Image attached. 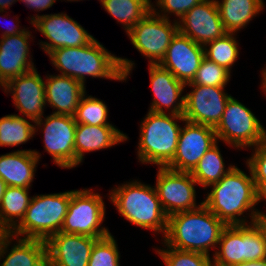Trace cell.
<instances>
[{"label": "cell", "instance_id": "9c48e42d", "mask_svg": "<svg viewBox=\"0 0 266 266\" xmlns=\"http://www.w3.org/2000/svg\"><path fill=\"white\" fill-rule=\"evenodd\" d=\"M76 125L73 116L53 113L35 121V136L42 133L43 153L60 169H75Z\"/></svg>", "mask_w": 266, "mask_h": 266}, {"label": "cell", "instance_id": "e575fe53", "mask_svg": "<svg viewBox=\"0 0 266 266\" xmlns=\"http://www.w3.org/2000/svg\"><path fill=\"white\" fill-rule=\"evenodd\" d=\"M232 74L224 67L204 57L196 72L192 84L204 86L227 87Z\"/></svg>", "mask_w": 266, "mask_h": 266}, {"label": "cell", "instance_id": "44dd1931", "mask_svg": "<svg viewBox=\"0 0 266 266\" xmlns=\"http://www.w3.org/2000/svg\"><path fill=\"white\" fill-rule=\"evenodd\" d=\"M128 134L117 126L77 124L75 132V168L82 165L87 153L103 151L129 141Z\"/></svg>", "mask_w": 266, "mask_h": 266}, {"label": "cell", "instance_id": "d6a6232c", "mask_svg": "<svg viewBox=\"0 0 266 266\" xmlns=\"http://www.w3.org/2000/svg\"><path fill=\"white\" fill-rule=\"evenodd\" d=\"M159 243V246L154 245L152 249L165 266H214L209 255L177 250L167 246L162 240Z\"/></svg>", "mask_w": 266, "mask_h": 266}, {"label": "cell", "instance_id": "484cf974", "mask_svg": "<svg viewBox=\"0 0 266 266\" xmlns=\"http://www.w3.org/2000/svg\"><path fill=\"white\" fill-rule=\"evenodd\" d=\"M245 261V225H227L212 256L214 266H234Z\"/></svg>", "mask_w": 266, "mask_h": 266}, {"label": "cell", "instance_id": "ee69618b", "mask_svg": "<svg viewBox=\"0 0 266 266\" xmlns=\"http://www.w3.org/2000/svg\"><path fill=\"white\" fill-rule=\"evenodd\" d=\"M234 266H266V258L261 259V260H256V261H244Z\"/></svg>", "mask_w": 266, "mask_h": 266}, {"label": "cell", "instance_id": "7c38bea8", "mask_svg": "<svg viewBox=\"0 0 266 266\" xmlns=\"http://www.w3.org/2000/svg\"><path fill=\"white\" fill-rule=\"evenodd\" d=\"M156 188L159 200L167 216L198 208L203 201L197 203L198 183L190 172H177L166 167H157Z\"/></svg>", "mask_w": 266, "mask_h": 266}, {"label": "cell", "instance_id": "8992f818", "mask_svg": "<svg viewBox=\"0 0 266 266\" xmlns=\"http://www.w3.org/2000/svg\"><path fill=\"white\" fill-rule=\"evenodd\" d=\"M70 199L71 190L34 194L24 218L10 234L23 239L46 241L50 236L61 231Z\"/></svg>", "mask_w": 266, "mask_h": 266}, {"label": "cell", "instance_id": "5bb4252c", "mask_svg": "<svg viewBox=\"0 0 266 266\" xmlns=\"http://www.w3.org/2000/svg\"><path fill=\"white\" fill-rule=\"evenodd\" d=\"M43 77V78H42ZM41 77L38 69L7 81L1 88L6 97L11 95L13 106L25 118L34 122L45 114V77Z\"/></svg>", "mask_w": 266, "mask_h": 266}, {"label": "cell", "instance_id": "1f68e13d", "mask_svg": "<svg viewBox=\"0 0 266 266\" xmlns=\"http://www.w3.org/2000/svg\"><path fill=\"white\" fill-rule=\"evenodd\" d=\"M87 93L82 96L73 115L75 122L93 126H116L108 119L110 110L105 101Z\"/></svg>", "mask_w": 266, "mask_h": 266}, {"label": "cell", "instance_id": "cb8c5ba5", "mask_svg": "<svg viewBox=\"0 0 266 266\" xmlns=\"http://www.w3.org/2000/svg\"><path fill=\"white\" fill-rule=\"evenodd\" d=\"M0 266H47L45 241L4 233L0 238Z\"/></svg>", "mask_w": 266, "mask_h": 266}, {"label": "cell", "instance_id": "d4e9b609", "mask_svg": "<svg viewBox=\"0 0 266 266\" xmlns=\"http://www.w3.org/2000/svg\"><path fill=\"white\" fill-rule=\"evenodd\" d=\"M220 19L227 33L238 34L241 30L263 14L266 9L264 0H215Z\"/></svg>", "mask_w": 266, "mask_h": 266}, {"label": "cell", "instance_id": "2e32d148", "mask_svg": "<svg viewBox=\"0 0 266 266\" xmlns=\"http://www.w3.org/2000/svg\"><path fill=\"white\" fill-rule=\"evenodd\" d=\"M152 101L148 110L155 113L183 115L185 84L159 64H147Z\"/></svg>", "mask_w": 266, "mask_h": 266}, {"label": "cell", "instance_id": "ac0fdd59", "mask_svg": "<svg viewBox=\"0 0 266 266\" xmlns=\"http://www.w3.org/2000/svg\"><path fill=\"white\" fill-rule=\"evenodd\" d=\"M36 38L29 28L20 34L0 38V87L10 79L36 69L31 42Z\"/></svg>", "mask_w": 266, "mask_h": 266}, {"label": "cell", "instance_id": "4316f807", "mask_svg": "<svg viewBox=\"0 0 266 266\" xmlns=\"http://www.w3.org/2000/svg\"><path fill=\"white\" fill-rule=\"evenodd\" d=\"M30 188L8 186L0 203V230L10 233L24 218L30 204Z\"/></svg>", "mask_w": 266, "mask_h": 266}, {"label": "cell", "instance_id": "f6af8a7d", "mask_svg": "<svg viewBox=\"0 0 266 266\" xmlns=\"http://www.w3.org/2000/svg\"><path fill=\"white\" fill-rule=\"evenodd\" d=\"M19 2V0H0V11H9L13 4Z\"/></svg>", "mask_w": 266, "mask_h": 266}, {"label": "cell", "instance_id": "d6986e66", "mask_svg": "<svg viewBox=\"0 0 266 266\" xmlns=\"http://www.w3.org/2000/svg\"><path fill=\"white\" fill-rule=\"evenodd\" d=\"M100 238L58 232L46 241L47 266H88L94 243Z\"/></svg>", "mask_w": 266, "mask_h": 266}, {"label": "cell", "instance_id": "7bdbcfd3", "mask_svg": "<svg viewBox=\"0 0 266 266\" xmlns=\"http://www.w3.org/2000/svg\"><path fill=\"white\" fill-rule=\"evenodd\" d=\"M262 70H260V74L259 75L261 78V81H260V85H259V88L260 90H262L261 92L264 94V96L266 97V64H264V66L261 68Z\"/></svg>", "mask_w": 266, "mask_h": 266}, {"label": "cell", "instance_id": "7a4b0ae2", "mask_svg": "<svg viewBox=\"0 0 266 266\" xmlns=\"http://www.w3.org/2000/svg\"><path fill=\"white\" fill-rule=\"evenodd\" d=\"M244 164L249 174L236 165L204 193L203 204L226 225L251 224L261 210L257 208L251 170Z\"/></svg>", "mask_w": 266, "mask_h": 266}, {"label": "cell", "instance_id": "f1b7e54d", "mask_svg": "<svg viewBox=\"0 0 266 266\" xmlns=\"http://www.w3.org/2000/svg\"><path fill=\"white\" fill-rule=\"evenodd\" d=\"M219 141L211 147L190 172L192 177L205 191L210 185L219 182L237 164H225ZM227 166V167H226Z\"/></svg>", "mask_w": 266, "mask_h": 266}, {"label": "cell", "instance_id": "f546056e", "mask_svg": "<svg viewBox=\"0 0 266 266\" xmlns=\"http://www.w3.org/2000/svg\"><path fill=\"white\" fill-rule=\"evenodd\" d=\"M35 137V122L18 113L0 117V147H19Z\"/></svg>", "mask_w": 266, "mask_h": 266}, {"label": "cell", "instance_id": "30bf717a", "mask_svg": "<svg viewBox=\"0 0 266 266\" xmlns=\"http://www.w3.org/2000/svg\"><path fill=\"white\" fill-rule=\"evenodd\" d=\"M178 31L176 21L163 18L151 10L126 35L148 64H159Z\"/></svg>", "mask_w": 266, "mask_h": 266}, {"label": "cell", "instance_id": "6da1fadb", "mask_svg": "<svg viewBox=\"0 0 266 266\" xmlns=\"http://www.w3.org/2000/svg\"><path fill=\"white\" fill-rule=\"evenodd\" d=\"M47 56L57 74L69 76L85 87L89 77L127 83L136 68L135 60L116 56L96 38L81 47L54 49Z\"/></svg>", "mask_w": 266, "mask_h": 266}, {"label": "cell", "instance_id": "7dc6e473", "mask_svg": "<svg viewBox=\"0 0 266 266\" xmlns=\"http://www.w3.org/2000/svg\"><path fill=\"white\" fill-rule=\"evenodd\" d=\"M63 1H65V2L67 1V2H70L71 3V2H78V1L80 2V1H84V0H63Z\"/></svg>", "mask_w": 266, "mask_h": 266}, {"label": "cell", "instance_id": "8d00e7d4", "mask_svg": "<svg viewBox=\"0 0 266 266\" xmlns=\"http://www.w3.org/2000/svg\"><path fill=\"white\" fill-rule=\"evenodd\" d=\"M266 258V245L260 232L251 223L245 225V261Z\"/></svg>", "mask_w": 266, "mask_h": 266}, {"label": "cell", "instance_id": "836d02e7", "mask_svg": "<svg viewBox=\"0 0 266 266\" xmlns=\"http://www.w3.org/2000/svg\"><path fill=\"white\" fill-rule=\"evenodd\" d=\"M117 238L112 233L98 239L92 248L88 266H121Z\"/></svg>", "mask_w": 266, "mask_h": 266}, {"label": "cell", "instance_id": "83f0119b", "mask_svg": "<svg viewBox=\"0 0 266 266\" xmlns=\"http://www.w3.org/2000/svg\"><path fill=\"white\" fill-rule=\"evenodd\" d=\"M101 8L121 25L125 35L151 11V0H98Z\"/></svg>", "mask_w": 266, "mask_h": 266}, {"label": "cell", "instance_id": "3957f363", "mask_svg": "<svg viewBox=\"0 0 266 266\" xmlns=\"http://www.w3.org/2000/svg\"><path fill=\"white\" fill-rule=\"evenodd\" d=\"M108 194V201L127 222L142 230L152 231L154 238L158 237L157 241L164 238L168 216L163 210L154 184L135 178L109 188Z\"/></svg>", "mask_w": 266, "mask_h": 266}, {"label": "cell", "instance_id": "b9f144b4", "mask_svg": "<svg viewBox=\"0 0 266 266\" xmlns=\"http://www.w3.org/2000/svg\"><path fill=\"white\" fill-rule=\"evenodd\" d=\"M255 182V190H256V203L257 208L259 203L263 202L266 205V180H254Z\"/></svg>", "mask_w": 266, "mask_h": 266}, {"label": "cell", "instance_id": "ffe728a7", "mask_svg": "<svg viewBox=\"0 0 266 266\" xmlns=\"http://www.w3.org/2000/svg\"><path fill=\"white\" fill-rule=\"evenodd\" d=\"M204 57V46L178 31L159 65L186 85L194 79Z\"/></svg>", "mask_w": 266, "mask_h": 266}, {"label": "cell", "instance_id": "5b68a950", "mask_svg": "<svg viewBox=\"0 0 266 266\" xmlns=\"http://www.w3.org/2000/svg\"><path fill=\"white\" fill-rule=\"evenodd\" d=\"M185 121L183 115L148 110L139 122L140 132L135 149L137 162L143 166L166 167L175 156L179 133Z\"/></svg>", "mask_w": 266, "mask_h": 266}, {"label": "cell", "instance_id": "60d3db41", "mask_svg": "<svg viewBox=\"0 0 266 266\" xmlns=\"http://www.w3.org/2000/svg\"><path fill=\"white\" fill-rule=\"evenodd\" d=\"M252 224L260 232L262 239L264 240L266 245V210L259 211L252 220Z\"/></svg>", "mask_w": 266, "mask_h": 266}, {"label": "cell", "instance_id": "603a6c76", "mask_svg": "<svg viewBox=\"0 0 266 266\" xmlns=\"http://www.w3.org/2000/svg\"><path fill=\"white\" fill-rule=\"evenodd\" d=\"M86 92L82 83L69 76L45 74L46 107L53 108V114L73 116Z\"/></svg>", "mask_w": 266, "mask_h": 266}, {"label": "cell", "instance_id": "4fadbf2b", "mask_svg": "<svg viewBox=\"0 0 266 266\" xmlns=\"http://www.w3.org/2000/svg\"><path fill=\"white\" fill-rule=\"evenodd\" d=\"M186 88L191 90L188 91ZM225 88L187 83L185 85L184 119L194 124L216 128L232 96L226 92Z\"/></svg>", "mask_w": 266, "mask_h": 266}, {"label": "cell", "instance_id": "52a82bcc", "mask_svg": "<svg viewBox=\"0 0 266 266\" xmlns=\"http://www.w3.org/2000/svg\"><path fill=\"white\" fill-rule=\"evenodd\" d=\"M259 119L251 108L231 96L215 128L217 140L237 151L252 149L266 141V127Z\"/></svg>", "mask_w": 266, "mask_h": 266}, {"label": "cell", "instance_id": "277c9868", "mask_svg": "<svg viewBox=\"0 0 266 266\" xmlns=\"http://www.w3.org/2000/svg\"><path fill=\"white\" fill-rule=\"evenodd\" d=\"M226 226L202 204L196 209L169 216L162 241L177 250L200 252L212 257Z\"/></svg>", "mask_w": 266, "mask_h": 266}, {"label": "cell", "instance_id": "8fae6325", "mask_svg": "<svg viewBox=\"0 0 266 266\" xmlns=\"http://www.w3.org/2000/svg\"><path fill=\"white\" fill-rule=\"evenodd\" d=\"M31 26L47 40H39L40 49L48 55L54 49L81 47L90 44L95 37L65 11L42 14Z\"/></svg>", "mask_w": 266, "mask_h": 266}, {"label": "cell", "instance_id": "f35d334b", "mask_svg": "<svg viewBox=\"0 0 266 266\" xmlns=\"http://www.w3.org/2000/svg\"><path fill=\"white\" fill-rule=\"evenodd\" d=\"M59 0H19L20 3H23L26 8L34 11L33 15H29L27 18L30 24L37 20L42 15L39 14L45 10H48L54 6V4Z\"/></svg>", "mask_w": 266, "mask_h": 266}, {"label": "cell", "instance_id": "ab89813d", "mask_svg": "<svg viewBox=\"0 0 266 266\" xmlns=\"http://www.w3.org/2000/svg\"><path fill=\"white\" fill-rule=\"evenodd\" d=\"M4 13V14H3ZM8 13V14H7ZM2 14V15H1ZM9 16V17H8ZM5 17H7L6 19H8V18H10L11 16L9 15V12H7V11H0V18L1 19H4ZM16 17V18H15ZM6 19H4L3 21L5 22V20ZM15 19V20H14ZM10 20H12V21H9L10 23H7V24H5L6 25V29L5 30H3L2 29V33H0V37H4V36H12V35H17V34H20V33H23V32H25L27 29H28V27L26 28L25 26H22L21 24H20V19H19V16L18 15H16V16H14L13 15V17L12 18H10ZM12 22V23H11ZM11 24V25H10ZM20 24V25H19ZM23 28H22V27Z\"/></svg>", "mask_w": 266, "mask_h": 266}, {"label": "cell", "instance_id": "e0dca14e", "mask_svg": "<svg viewBox=\"0 0 266 266\" xmlns=\"http://www.w3.org/2000/svg\"><path fill=\"white\" fill-rule=\"evenodd\" d=\"M177 23L180 33L203 46L227 33L215 0H204L195 5Z\"/></svg>", "mask_w": 266, "mask_h": 266}, {"label": "cell", "instance_id": "bcb514c9", "mask_svg": "<svg viewBox=\"0 0 266 266\" xmlns=\"http://www.w3.org/2000/svg\"><path fill=\"white\" fill-rule=\"evenodd\" d=\"M7 187H8L7 184L3 180L0 179V203H1L2 197L4 196V192Z\"/></svg>", "mask_w": 266, "mask_h": 266}, {"label": "cell", "instance_id": "7402d4cb", "mask_svg": "<svg viewBox=\"0 0 266 266\" xmlns=\"http://www.w3.org/2000/svg\"><path fill=\"white\" fill-rule=\"evenodd\" d=\"M42 154L37 149H16L0 155V179L7 186L32 188Z\"/></svg>", "mask_w": 266, "mask_h": 266}, {"label": "cell", "instance_id": "4dcf8cb0", "mask_svg": "<svg viewBox=\"0 0 266 266\" xmlns=\"http://www.w3.org/2000/svg\"><path fill=\"white\" fill-rule=\"evenodd\" d=\"M237 36L239 35L235 33H226L221 38L206 43L204 56L233 74L232 69L240 56V43Z\"/></svg>", "mask_w": 266, "mask_h": 266}, {"label": "cell", "instance_id": "74e56055", "mask_svg": "<svg viewBox=\"0 0 266 266\" xmlns=\"http://www.w3.org/2000/svg\"><path fill=\"white\" fill-rule=\"evenodd\" d=\"M246 151L251 152L244 162L250 168L253 180H266V141Z\"/></svg>", "mask_w": 266, "mask_h": 266}, {"label": "cell", "instance_id": "ba28073f", "mask_svg": "<svg viewBox=\"0 0 266 266\" xmlns=\"http://www.w3.org/2000/svg\"><path fill=\"white\" fill-rule=\"evenodd\" d=\"M94 188L71 190L68 211L60 232L103 238L111 232L103 224L106 221L105 197ZM104 198V199H103Z\"/></svg>", "mask_w": 266, "mask_h": 266}, {"label": "cell", "instance_id": "9a60e30c", "mask_svg": "<svg viewBox=\"0 0 266 266\" xmlns=\"http://www.w3.org/2000/svg\"><path fill=\"white\" fill-rule=\"evenodd\" d=\"M217 142L215 128L185 121L179 133L175 156L166 168L177 172H191Z\"/></svg>", "mask_w": 266, "mask_h": 266}, {"label": "cell", "instance_id": "d590c367", "mask_svg": "<svg viewBox=\"0 0 266 266\" xmlns=\"http://www.w3.org/2000/svg\"><path fill=\"white\" fill-rule=\"evenodd\" d=\"M202 1L204 0H151V10L169 20L173 16V20L177 22L190 9Z\"/></svg>", "mask_w": 266, "mask_h": 266}]
</instances>
